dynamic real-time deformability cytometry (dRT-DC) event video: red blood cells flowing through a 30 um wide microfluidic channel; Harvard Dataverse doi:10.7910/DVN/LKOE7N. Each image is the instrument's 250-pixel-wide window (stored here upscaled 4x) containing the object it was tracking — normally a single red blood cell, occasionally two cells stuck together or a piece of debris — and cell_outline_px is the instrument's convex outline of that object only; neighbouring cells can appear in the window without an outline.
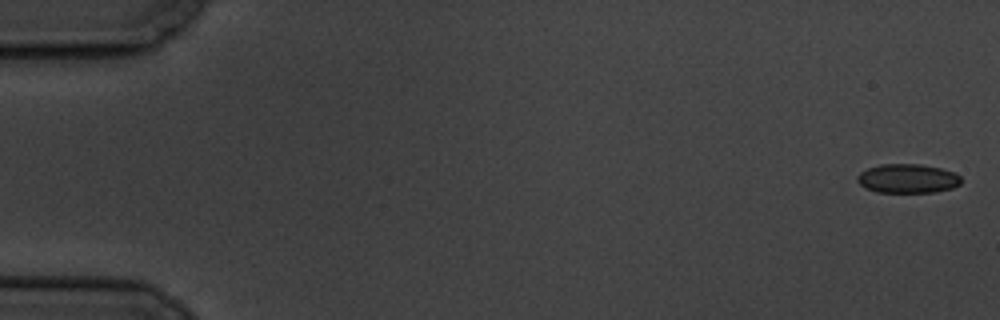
{"species": "common noctule bat (a hibernating species)", "species_latin": "Nyctalus noctula", "temperature_condition": "cold", "stored_images_in_passage": 5, "camera_frame_rate_fps": 3000, "um_per_image_px": 0.085, "animal": {"sex": "male", "body_mass_g": 19.5, "forearm_length_mm": 54.6}, "frame": {"image": 1, "passage_image": 1, "time_ms": 0.0, "image_size_px": [1000, 320], "cell_outline_px": [[960, 184], [952, 188], [936, 192], [876, 192], [864, 188], [856, 180], [856, 176], [860, 172], [868, 168], [880, 164], [920, 164], [940, 168], [952, 172], [960, 176]], "centroid_in_image_um": [77.11, 15.18], "position_along_channel_um": 7.9, "area_um2": 17.63}}
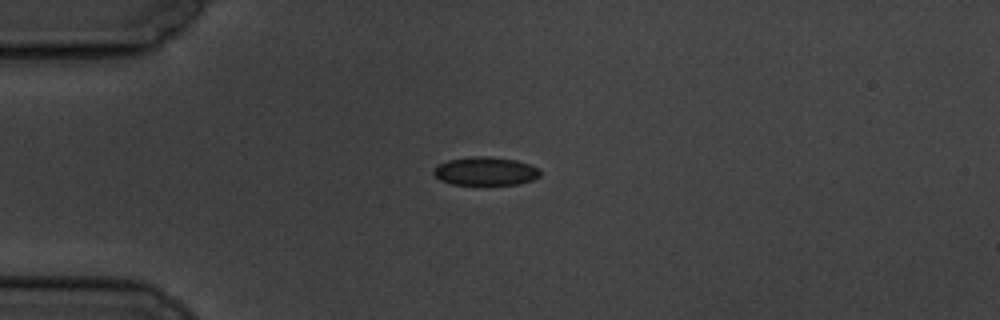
{"frame": {"image": 2, "passage_image": 5, "time_ms": 4.667, "image_size_px": [1000, 320], "cell_outline_px": [[540, 176], [532, 180], [520, 184], [452, 184], [440, 180], [432, 172], [440, 164], [448, 160], [472, 156], [488, 156], [516, 160], [528, 164], [536, 168], [540, 172]], "centroid_in_image_um": [41.27, 14.55], "position_along_channel_um": 43.7, "area_um2": 17.4}}